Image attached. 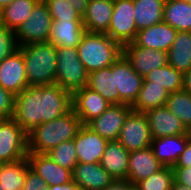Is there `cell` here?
Masks as SVG:
<instances>
[{
	"mask_svg": "<svg viewBox=\"0 0 191 190\" xmlns=\"http://www.w3.org/2000/svg\"><path fill=\"white\" fill-rule=\"evenodd\" d=\"M72 109V94L57 84L32 86L15 96L13 119L28 134Z\"/></svg>",
	"mask_w": 191,
	"mask_h": 190,
	"instance_id": "6da1fadb",
	"label": "cell"
},
{
	"mask_svg": "<svg viewBox=\"0 0 191 190\" xmlns=\"http://www.w3.org/2000/svg\"><path fill=\"white\" fill-rule=\"evenodd\" d=\"M82 126L71 109L57 119L42 123L28 133V153H47L65 141L75 138Z\"/></svg>",
	"mask_w": 191,
	"mask_h": 190,
	"instance_id": "7a4b0ae2",
	"label": "cell"
},
{
	"mask_svg": "<svg viewBox=\"0 0 191 190\" xmlns=\"http://www.w3.org/2000/svg\"><path fill=\"white\" fill-rule=\"evenodd\" d=\"M23 55L28 84L43 86L55 84L56 47L50 42L30 43L18 48Z\"/></svg>",
	"mask_w": 191,
	"mask_h": 190,
	"instance_id": "3957f363",
	"label": "cell"
},
{
	"mask_svg": "<svg viewBox=\"0 0 191 190\" xmlns=\"http://www.w3.org/2000/svg\"><path fill=\"white\" fill-rule=\"evenodd\" d=\"M76 48L88 73L110 67L123 55V47L106 33L85 32Z\"/></svg>",
	"mask_w": 191,
	"mask_h": 190,
	"instance_id": "277c9868",
	"label": "cell"
},
{
	"mask_svg": "<svg viewBox=\"0 0 191 190\" xmlns=\"http://www.w3.org/2000/svg\"><path fill=\"white\" fill-rule=\"evenodd\" d=\"M56 62L55 84L71 94L87 86L89 73L76 47H56Z\"/></svg>",
	"mask_w": 191,
	"mask_h": 190,
	"instance_id": "5b68a950",
	"label": "cell"
},
{
	"mask_svg": "<svg viewBox=\"0 0 191 190\" xmlns=\"http://www.w3.org/2000/svg\"><path fill=\"white\" fill-rule=\"evenodd\" d=\"M52 22L47 4L40 0L26 21L15 31L18 46L48 42Z\"/></svg>",
	"mask_w": 191,
	"mask_h": 190,
	"instance_id": "8992f818",
	"label": "cell"
},
{
	"mask_svg": "<svg viewBox=\"0 0 191 190\" xmlns=\"http://www.w3.org/2000/svg\"><path fill=\"white\" fill-rule=\"evenodd\" d=\"M28 134L13 119L0 120V163L21 160L28 154Z\"/></svg>",
	"mask_w": 191,
	"mask_h": 190,
	"instance_id": "52a82bcc",
	"label": "cell"
},
{
	"mask_svg": "<svg viewBox=\"0 0 191 190\" xmlns=\"http://www.w3.org/2000/svg\"><path fill=\"white\" fill-rule=\"evenodd\" d=\"M106 34L122 47L134 42L137 28L133 0H114V8Z\"/></svg>",
	"mask_w": 191,
	"mask_h": 190,
	"instance_id": "ba28073f",
	"label": "cell"
},
{
	"mask_svg": "<svg viewBox=\"0 0 191 190\" xmlns=\"http://www.w3.org/2000/svg\"><path fill=\"white\" fill-rule=\"evenodd\" d=\"M117 140L129 152L150 147L152 136L146 115L131 110L124 120Z\"/></svg>",
	"mask_w": 191,
	"mask_h": 190,
	"instance_id": "9c48e42d",
	"label": "cell"
},
{
	"mask_svg": "<svg viewBox=\"0 0 191 190\" xmlns=\"http://www.w3.org/2000/svg\"><path fill=\"white\" fill-rule=\"evenodd\" d=\"M115 88L119 92V104L132 106L143 85L144 78L137 74L124 55H121L112 65Z\"/></svg>",
	"mask_w": 191,
	"mask_h": 190,
	"instance_id": "30bf717a",
	"label": "cell"
},
{
	"mask_svg": "<svg viewBox=\"0 0 191 190\" xmlns=\"http://www.w3.org/2000/svg\"><path fill=\"white\" fill-rule=\"evenodd\" d=\"M123 55L143 78L152 70L168 64L167 52L137 46L134 42L123 47Z\"/></svg>",
	"mask_w": 191,
	"mask_h": 190,
	"instance_id": "8fae6325",
	"label": "cell"
},
{
	"mask_svg": "<svg viewBox=\"0 0 191 190\" xmlns=\"http://www.w3.org/2000/svg\"><path fill=\"white\" fill-rule=\"evenodd\" d=\"M0 86L14 96L29 86L23 55L19 49L0 63Z\"/></svg>",
	"mask_w": 191,
	"mask_h": 190,
	"instance_id": "7c38bea8",
	"label": "cell"
},
{
	"mask_svg": "<svg viewBox=\"0 0 191 190\" xmlns=\"http://www.w3.org/2000/svg\"><path fill=\"white\" fill-rule=\"evenodd\" d=\"M127 104H111L102 115L90 121L87 126L107 141L117 140L124 120L131 111Z\"/></svg>",
	"mask_w": 191,
	"mask_h": 190,
	"instance_id": "4fadbf2b",
	"label": "cell"
},
{
	"mask_svg": "<svg viewBox=\"0 0 191 190\" xmlns=\"http://www.w3.org/2000/svg\"><path fill=\"white\" fill-rule=\"evenodd\" d=\"M27 160L30 169L41 176L47 187L72 182V171L58 165L47 153H28Z\"/></svg>",
	"mask_w": 191,
	"mask_h": 190,
	"instance_id": "5bb4252c",
	"label": "cell"
},
{
	"mask_svg": "<svg viewBox=\"0 0 191 190\" xmlns=\"http://www.w3.org/2000/svg\"><path fill=\"white\" fill-rule=\"evenodd\" d=\"M110 105L99 93L88 87H83L72 94V109L81 119L82 125H87L102 115Z\"/></svg>",
	"mask_w": 191,
	"mask_h": 190,
	"instance_id": "9a60e30c",
	"label": "cell"
},
{
	"mask_svg": "<svg viewBox=\"0 0 191 190\" xmlns=\"http://www.w3.org/2000/svg\"><path fill=\"white\" fill-rule=\"evenodd\" d=\"M73 140L78 162L100 163L108 143L106 139L87 125H82Z\"/></svg>",
	"mask_w": 191,
	"mask_h": 190,
	"instance_id": "2e32d148",
	"label": "cell"
},
{
	"mask_svg": "<svg viewBox=\"0 0 191 190\" xmlns=\"http://www.w3.org/2000/svg\"><path fill=\"white\" fill-rule=\"evenodd\" d=\"M152 139L175 135L191 134L181 120L172 114L166 106L156 107L145 113Z\"/></svg>",
	"mask_w": 191,
	"mask_h": 190,
	"instance_id": "e0dca14e",
	"label": "cell"
},
{
	"mask_svg": "<svg viewBox=\"0 0 191 190\" xmlns=\"http://www.w3.org/2000/svg\"><path fill=\"white\" fill-rule=\"evenodd\" d=\"M72 181L80 190H103L114 181V178L100 163L78 162L72 171Z\"/></svg>",
	"mask_w": 191,
	"mask_h": 190,
	"instance_id": "ac0fdd59",
	"label": "cell"
},
{
	"mask_svg": "<svg viewBox=\"0 0 191 190\" xmlns=\"http://www.w3.org/2000/svg\"><path fill=\"white\" fill-rule=\"evenodd\" d=\"M177 32L176 29L162 21L137 31L134 43L137 46L168 52L176 38Z\"/></svg>",
	"mask_w": 191,
	"mask_h": 190,
	"instance_id": "d6986e66",
	"label": "cell"
},
{
	"mask_svg": "<svg viewBox=\"0 0 191 190\" xmlns=\"http://www.w3.org/2000/svg\"><path fill=\"white\" fill-rule=\"evenodd\" d=\"M114 8V0H90L82 23L86 32L106 33Z\"/></svg>",
	"mask_w": 191,
	"mask_h": 190,
	"instance_id": "ffe728a7",
	"label": "cell"
},
{
	"mask_svg": "<svg viewBox=\"0 0 191 190\" xmlns=\"http://www.w3.org/2000/svg\"><path fill=\"white\" fill-rule=\"evenodd\" d=\"M163 165L154 156L151 147L129 153L127 181L132 184L148 178Z\"/></svg>",
	"mask_w": 191,
	"mask_h": 190,
	"instance_id": "44dd1931",
	"label": "cell"
},
{
	"mask_svg": "<svg viewBox=\"0 0 191 190\" xmlns=\"http://www.w3.org/2000/svg\"><path fill=\"white\" fill-rule=\"evenodd\" d=\"M191 134L175 135L152 139L151 149L157 160L167 167H174L186 148Z\"/></svg>",
	"mask_w": 191,
	"mask_h": 190,
	"instance_id": "7402d4cb",
	"label": "cell"
},
{
	"mask_svg": "<svg viewBox=\"0 0 191 190\" xmlns=\"http://www.w3.org/2000/svg\"><path fill=\"white\" fill-rule=\"evenodd\" d=\"M85 32L82 20H53L48 42L55 47H77Z\"/></svg>",
	"mask_w": 191,
	"mask_h": 190,
	"instance_id": "603a6c76",
	"label": "cell"
},
{
	"mask_svg": "<svg viewBox=\"0 0 191 190\" xmlns=\"http://www.w3.org/2000/svg\"><path fill=\"white\" fill-rule=\"evenodd\" d=\"M129 153L118 140L108 141L100 165L114 179L127 180Z\"/></svg>",
	"mask_w": 191,
	"mask_h": 190,
	"instance_id": "cb8c5ba5",
	"label": "cell"
},
{
	"mask_svg": "<svg viewBox=\"0 0 191 190\" xmlns=\"http://www.w3.org/2000/svg\"><path fill=\"white\" fill-rule=\"evenodd\" d=\"M165 0H133L137 31L163 21Z\"/></svg>",
	"mask_w": 191,
	"mask_h": 190,
	"instance_id": "d4e9b609",
	"label": "cell"
},
{
	"mask_svg": "<svg viewBox=\"0 0 191 190\" xmlns=\"http://www.w3.org/2000/svg\"><path fill=\"white\" fill-rule=\"evenodd\" d=\"M168 64L183 74L191 69V32L178 31L167 52Z\"/></svg>",
	"mask_w": 191,
	"mask_h": 190,
	"instance_id": "484cf974",
	"label": "cell"
},
{
	"mask_svg": "<svg viewBox=\"0 0 191 190\" xmlns=\"http://www.w3.org/2000/svg\"><path fill=\"white\" fill-rule=\"evenodd\" d=\"M86 87L99 93L110 104H119V92L115 88L111 66L90 72Z\"/></svg>",
	"mask_w": 191,
	"mask_h": 190,
	"instance_id": "4316f807",
	"label": "cell"
},
{
	"mask_svg": "<svg viewBox=\"0 0 191 190\" xmlns=\"http://www.w3.org/2000/svg\"><path fill=\"white\" fill-rule=\"evenodd\" d=\"M30 169L27 157L0 164V189L22 190L27 171Z\"/></svg>",
	"mask_w": 191,
	"mask_h": 190,
	"instance_id": "83f0119b",
	"label": "cell"
},
{
	"mask_svg": "<svg viewBox=\"0 0 191 190\" xmlns=\"http://www.w3.org/2000/svg\"><path fill=\"white\" fill-rule=\"evenodd\" d=\"M163 21L177 31L191 32V4L181 0H165Z\"/></svg>",
	"mask_w": 191,
	"mask_h": 190,
	"instance_id": "f1b7e54d",
	"label": "cell"
},
{
	"mask_svg": "<svg viewBox=\"0 0 191 190\" xmlns=\"http://www.w3.org/2000/svg\"><path fill=\"white\" fill-rule=\"evenodd\" d=\"M143 85L162 86L168 93H174L183 88V73L167 64L148 73Z\"/></svg>",
	"mask_w": 191,
	"mask_h": 190,
	"instance_id": "f546056e",
	"label": "cell"
},
{
	"mask_svg": "<svg viewBox=\"0 0 191 190\" xmlns=\"http://www.w3.org/2000/svg\"><path fill=\"white\" fill-rule=\"evenodd\" d=\"M40 0H14L0 11V24L15 30L22 25Z\"/></svg>",
	"mask_w": 191,
	"mask_h": 190,
	"instance_id": "4dcf8cb0",
	"label": "cell"
},
{
	"mask_svg": "<svg viewBox=\"0 0 191 190\" xmlns=\"http://www.w3.org/2000/svg\"><path fill=\"white\" fill-rule=\"evenodd\" d=\"M169 93L158 85H142L138 97L131 106L132 111L146 113L156 107L166 105Z\"/></svg>",
	"mask_w": 191,
	"mask_h": 190,
	"instance_id": "1f68e13d",
	"label": "cell"
},
{
	"mask_svg": "<svg viewBox=\"0 0 191 190\" xmlns=\"http://www.w3.org/2000/svg\"><path fill=\"white\" fill-rule=\"evenodd\" d=\"M165 106L191 132V94L184 90L169 93Z\"/></svg>",
	"mask_w": 191,
	"mask_h": 190,
	"instance_id": "d6a6232c",
	"label": "cell"
},
{
	"mask_svg": "<svg viewBox=\"0 0 191 190\" xmlns=\"http://www.w3.org/2000/svg\"><path fill=\"white\" fill-rule=\"evenodd\" d=\"M175 182L172 167L163 166L159 171L135 184L136 190H171Z\"/></svg>",
	"mask_w": 191,
	"mask_h": 190,
	"instance_id": "836d02e7",
	"label": "cell"
},
{
	"mask_svg": "<svg viewBox=\"0 0 191 190\" xmlns=\"http://www.w3.org/2000/svg\"><path fill=\"white\" fill-rule=\"evenodd\" d=\"M47 155L61 167L73 171L78 163L74 140H69L61 143L55 148H52Z\"/></svg>",
	"mask_w": 191,
	"mask_h": 190,
	"instance_id": "e575fe53",
	"label": "cell"
},
{
	"mask_svg": "<svg viewBox=\"0 0 191 190\" xmlns=\"http://www.w3.org/2000/svg\"><path fill=\"white\" fill-rule=\"evenodd\" d=\"M53 20H82L67 0H43Z\"/></svg>",
	"mask_w": 191,
	"mask_h": 190,
	"instance_id": "d590c367",
	"label": "cell"
},
{
	"mask_svg": "<svg viewBox=\"0 0 191 190\" xmlns=\"http://www.w3.org/2000/svg\"><path fill=\"white\" fill-rule=\"evenodd\" d=\"M18 48L15 30L0 24V63Z\"/></svg>",
	"mask_w": 191,
	"mask_h": 190,
	"instance_id": "8d00e7d4",
	"label": "cell"
},
{
	"mask_svg": "<svg viewBox=\"0 0 191 190\" xmlns=\"http://www.w3.org/2000/svg\"><path fill=\"white\" fill-rule=\"evenodd\" d=\"M15 96L0 86V119L13 117Z\"/></svg>",
	"mask_w": 191,
	"mask_h": 190,
	"instance_id": "74e56055",
	"label": "cell"
},
{
	"mask_svg": "<svg viewBox=\"0 0 191 190\" xmlns=\"http://www.w3.org/2000/svg\"><path fill=\"white\" fill-rule=\"evenodd\" d=\"M46 187V182L41 178V176L36 174L32 169L27 171L22 190H42Z\"/></svg>",
	"mask_w": 191,
	"mask_h": 190,
	"instance_id": "f35d334b",
	"label": "cell"
},
{
	"mask_svg": "<svg viewBox=\"0 0 191 190\" xmlns=\"http://www.w3.org/2000/svg\"><path fill=\"white\" fill-rule=\"evenodd\" d=\"M175 182L191 189V167H173Z\"/></svg>",
	"mask_w": 191,
	"mask_h": 190,
	"instance_id": "ab89813d",
	"label": "cell"
},
{
	"mask_svg": "<svg viewBox=\"0 0 191 190\" xmlns=\"http://www.w3.org/2000/svg\"><path fill=\"white\" fill-rule=\"evenodd\" d=\"M174 167H191V138L188 140L185 150L179 156Z\"/></svg>",
	"mask_w": 191,
	"mask_h": 190,
	"instance_id": "60d3db41",
	"label": "cell"
},
{
	"mask_svg": "<svg viewBox=\"0 0 191 190\" xmlns=\"http://www.w3.org/2000/svg\"><path fill=\"white\" fill-rule=\"evenodd\" d=\"M103 190H136V187L130 181L114 179V181Z\"/></svg>",
	"mask_w": 191,
	"mask_h": 190,
	"instance_id": "b9f144b4",
	"label": "cell"
},
{
	"mask_svg": "<svg viewBox=\"0 0 191 190\" xmlns=\"http://www.w3.org/2000/svg\"><path fill=\"white\" fill-rule=\"evenodd\" d=\"M82 17L85 14L89 0H67Z\"/></svg>",
	"mask_w": 191,
	"mask_h": 190,
	"instance_id": "7bdbcfd3",
	"label": "cell"
},
{
	"mask_svg": "<svg viewBox=\"0 0 191 190\" xmlns=\"http://www.w3.org/2000/svg\"><path fill=\"white\" fill-rule=\"evenodd\" d=\"M42 190H80L79 187L72 181L66 185H55L46 187Z\"/></svg>",
	"mask_w": 191,
	"mask_h": 190,
	"instance_id": "ee69618b",
	"label": "cell"
},
{
	"mask_svg": "<svg viewBox=\"0 0 191 190\" xmlns=\"http://www.w3.org/2000/svg\"><path fill=\"white\" fill-rule=\"evenodd\" d=\"M182 90L191 94V69L183 74V88Z\"/></svg>",
	"mask_w": 191,
	"mask_h": 190,
	"instance_id": "f6af8a7d",
	"label": "cell"
},
{
	"mask_svg": "<svg viewBox=\"0 0 191 190\" xmlns=\"http://www.w3.org/2000/svg\"><path fill=\"white\" fill-rule=\"evenodd\" d=\"M171 190H191L189 187L174 182Z\"/></svg>",
	"mask_w": 191,
	"mask_h": 190,
	"instance_id": "bcb514c9",
	"label": "cell"
},
{
	"mask_svg": "<svg viewBox=\"0 0 191 190\" xmlns=\"http://www.w3.org/2000/svg\"><path fill=\"white\" fill-rule=\"evenodd\" d=\"M14 0H0V11L7 7Z\"/></svg>",
	"mask_w": 191,
	"mask_h": 190,
	"instance_id": "7dc6e473",
	"label": "cell"
},
{
	"mask_svg": "<svg viewBox=\"0 0 191 190\" xmlns=\"http://www.w3.org/2000/svg\"><path fill=\"white\" fill-rule=\"evenodd\" d=\"M191 4V0H181Z\"/></svg>",
	"mask_w": 191,
	"mask_h": 190,
	"instance_id": "c3c4849f",
	"label": "cell"
}]
</instances>
